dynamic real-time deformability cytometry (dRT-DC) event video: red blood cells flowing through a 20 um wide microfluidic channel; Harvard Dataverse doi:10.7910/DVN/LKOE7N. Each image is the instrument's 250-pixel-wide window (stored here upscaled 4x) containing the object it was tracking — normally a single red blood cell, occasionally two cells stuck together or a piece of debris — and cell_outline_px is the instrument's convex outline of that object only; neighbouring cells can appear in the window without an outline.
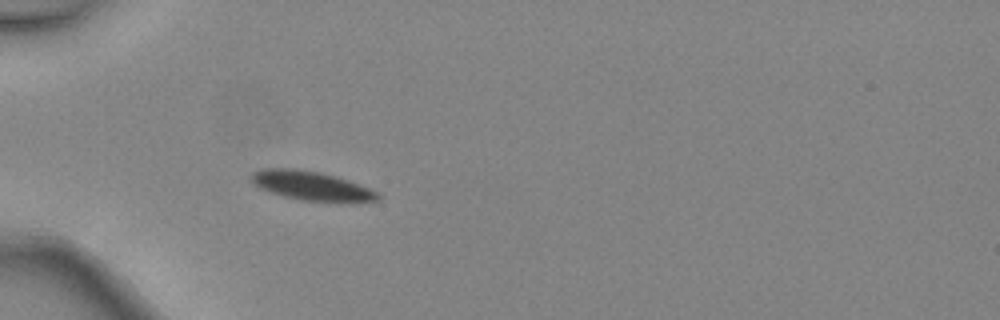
{"species": "common noctule bat (a hibernating species)", "species_latin": "Nyctalus noctula", "temperature_condition": "warm", "stored_images_in_passage": 3, "camera_frame_rate_fps": 3000, "um_per_image_px": 0.085, "animal": {"sex": "female", "body_mass_g": 24.6, "forearm_length_mm": 56.2}, "frame": {"image": 1, "passage_image": 3, "time_ms": 0.667, "image_size_px": [1000, 320], "cell_outline_px": [[380, 200], [300, 200], [284, 196], [260, 188], [252, 184], [248, 180], [248, 176], [252, 172], [260, 168], [296, 168], [320, 172], [336, 176], [348, 180], [380, 192]], "centroid_in_image_um": [26.35, 15.74], "position_along_channel_um": 58.6, "area_um2": 21.21}}